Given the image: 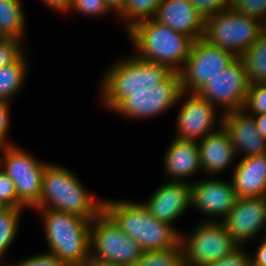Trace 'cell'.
Returning <instances> with one entry per match:
<instances>
[{"label":"cell","instance_id":"cell-26","mask_svg":"<svg viewBox=\"0 0 266 266\" xmlns=\"http://www.w3.org/2000/svg\"><path fill=\"white\" fill-rule=\"evenodd\" d=\"M23 209L25 208L7 207L0 211V258L9 250L18 233Z\"/></svg>","mask_w":266,"mask_h":266},{"label":"cell","instance_id":"cell-35","mask_svg":"<svg viewBox=\"0 0 266 266\" xmlns=\"http://www.w3.org/2000/svg\"><path fill=\"white\" fill-rule=\"evenodd\" d=\"M0 200L7 207L17 208V196L14 182L0 169Z\"/></svg>","mask_w":266,"mask_h":266},{"label":"cell","instance_id":"cell-38","mask_svg":"<svg viewBox=\"0 0 266 266\" xmlns=\"http://www.w3.org/2000/svg\"><path fill=\"white\" fill-rule=\"evenodd\" d=\"M48 6V8L56 10L57 12L64 13L68 12L73 0H41Z\"/></svg>","mask_w":266,"mask_h":266},{"label":"cell","instance_id":"cell-30","mask_svg":"<svg viewBox=\"0 0 266 266\" xmlns=\"http://www.w3.org/2000/svg\"><path fill=\"white\" fill-rule=\"evenodd\" d=\"M230 7L244 16L259 20L266 26V0H236Z\"/></svg>","mask_w":266,"mask_h":266},{"label":"cell","instance_id":"cell-41","mask_svg":"<svg viewBox=\"0 0 266 266\" xmlns=\"http://www.w3.org/2000/svg\"><path fill=\"white\" fill-rule=\"evenodd\" d=\"M66 266H92L91 262H84V263H70L66 264Z\"/></svg>","mask_w":266,"mask_h":266},{"label":"cell","instance_id":"cell-21","mask_svg":"<svg viewBox=\"0 0 266 266\" xmlns=\"http://www.w3.org/2000/svg\"><path fill=\"white\" fill-rule=\"evenodd\" d=\"M238 198L266 197V154L241 158L232 177Z\"/></svg>","mask_w":266,"mask_h":266},{"label":"cell","instance_id":"cell-1","mask_svg":"<svg viewBox=\"0 0 266 266\" xmlns=\"http://www.w3.org/2000/svg\"><path fill=\"white\" fill-rule=\"evenodd\" d=\"M104 211L144 252L168 250L180 245L179 230L156 219L143 203L104 199Z\"/></svg>","mask_w":266,"mask_h":266},{"label":"cell","instance_id":"cell-9","mask_svg":"<svg viewBox=\"0 0 266 266\" xmlns=\"http://www.w3.org/2000/svg\"><path fill=\"white\" fill-rule=\"evenodd\" d=\"M0 169L14 182L17 208H34L39 201L42 179L49 162L33 157L16 144L2 148Z\"/></svg>","mask_w":266,"mask_h":266},{"label":"cell","instance_id":"cell-4","mask_svg":"<svg viewBox=\"0 0 266 266\" xmlns=\"http://www.w3.org/2000/svg\"><path fill=\"white\" fill-rule=\"evenodd\" d=\"M123 59L113 63L101 80L99 93L110 111L132 92L152 89L174 72L169 66L141 60L134 54Z\"/></svg>","mask_w":266,"mask_h":266},{"label":"cell","instance_id":"cell-27","mask_svg":"<svg viewBox=\"0 0 266 266\" xmlns=\"http://www.w3.org/2000/svg\"><path fill=\"white\" fill-rule=\"evenodd\" d=\"M133 266H184L181 245L168 250L143 252Z\"/></svg>","mask_w":266,"mask_h":266},{"label":"cell","instance_id":"cell-45","mask_svg":"<svg viewBox=\"0 0 266 266\" xmlns=\"http://www.w3.org/2000/svg\"><path fill=\"white\" fill-rule=\"evenodd\" d=\"M2 152V148H0V153ZM0 166H1V158H0Z\"/></svg>","mask_w":266,"mask_h":266},{"label":"cell","instance_id":"cell-12","mask_svg":"<svg viewBox=\"0 0 266 266\" xmlns=\"http://www.w3.org/2000/svg\"><path fill=\"white\" fill-rule=\"evenodd\" d=\"M249 79L244 63L237 57L228 67L210 79L198 94L206 101L219 105L225 114L243 109L249 89Z\"/></svg>","mask_w":266,"mask_h":266},{"label":"cell","instance_id":"cell-39","mask_svg":"<svg viewBox=\"0 0 266 266\" xmlns=\"http://www.w3.org/2000/svg\"><path fill=\"white\" fill-rule=\"evenodd\" d=\"M253 118L257 123L260 134L266 139V114L261 113L258 115H253Z\"/></svg>","mask_w":266,"mask_h":266},{"label":"cell","instance_id":"cell-22","mask_svg":"<svg viewBox=\"0 0 266 266\" xmlns=\"http://www.w3.org/2000/svg\"><path fill=\"white\" fill-rule=\"evenodd\" d=\"M21 0H0V37L24 39L25 15Z\"/></svg>","mask_w":266,"mask_h":266},{"label":"cell","instance_id":"cell-42","mask_svg":"<svg viewBox=\"0 0 266 266\" xmlns=\"http://www.w3.org/2000/svg\"><path fill=\"white\" fill-rule=\"evenodd\" d=\"M7 206L0 200V211L6 209Z\"/></svg>","mask_w":266,"mask_h":266},{"label":"cell","instance_id":"cell-3","mask_svg":"<svg viewBox=\"0 0 266 266\" xmlns=\"http://www.w3.org/2000/svg\"><path fill=\"white\" fill-rule=\"evenodd\" d=\"M141 60L169 66L179 72L187 60L194 40L153 19L136 23L127 32Z\"/></svg>","mask_w":266,"mask_h":266},{"label":"cell","instance_id":"cell-2","mask_svg":"<svg viewBox=\"0 0 266 266\" xmlns=\"http://www.w3.org/2000/svg\"><path fill=\"white\" fill-rule=\"evenodd\" d=\"M33 209L71 213L92 221L104 210V199L90 194L73 172L49 162L38 204Z\"/></svg>","mask_w":266,"mask_h":266},{"label":"cell","instance_id":"cell-7","mask_svg":"<svg viewBox=\"0 0 266 266\" xmlns=\"http://www.w3.org/2000/svg\"><path fill=\"white\" fill-rule=\"evenodd\" d=\"M265 27L259 20L244 16L229 7L205 18L202 39L240 57L258 40Z\"/></svg>","mask_w":266,"mask_h":266},{"label":"cell","instance_id":"cell-13","mask_svg":"<svg viewBox=\"0 0 266 266\" xmlns=\"http://www.w3.org/2000/svg\"><path fill=\"white\" fill-rule=\"evenodd\" d=\"M182 91L180 99L183 104L176 119V136L180 140L198 142L207 135L212 134L217 128L214 124L222 125L223 115L218 116L216 107L206 101L198 93ZM185 96V97H184ZM187 98V99H186ZM218 120H217V119Z\"/></svg>","mask_w":266,"mask_h":266},{"label":"cell","instance_id":"cell-25","mask_svg":"<svg viewBox=\"0 0 266 266\" xmlns=\"http://www.w3.org/2000/svg\"><path fill=\"white\" fill-rule=\"evenodd\" d=\"M164 0H127L123 10L118 14L121 21H125V32L136 23L152 19L158 6Z\"/></svg>","mask_w":266,"mask_h":266},{"label":"cell","instance_id":"cell-29","mask_svg":"<svg viewBox=\"0 0 266 266\" xmlns=\"http://www.w3.org/2000/svg\"><path fill=\"white\" fill-rule=\"evenodd\" d=\"M22 40L0 37V68L18 61L25 53Z\"/></svg>","mask_w":266,"mask_h":266},{"label":"cell","instance_id":"cell-18","mask_svg":"<svg viewBox=\"0 0 266 266\" xmlns=\"http://www.w3.org/2000/svg\"><path fill=\"white\" fill-rule=\"evenodd\" d=\"M152 19L194 41L203 38L205 19L189 0H164Z\"/></svg>","mask_w":266,"mask_h":266},{"label":"cell","instance_id":"cell-32","mask_svg":"<svg viewBox=\"0 0 266 266\" xmlns=\"http://www.w3.org/2000/svg\"><path fill=\"white\" fill-rule=\"evenodd\" d=\"M240 245L225 257L204 266H251V256Z\"/></svg>","mask_w":266,"mask_h":266},{"label":"cell","instance_id":"cell-28","mask_svg":"<svg viewBox=\"0 0 266 266\" xmlns=\"http://www.w3.org/2000/svg\"><path fill=\"white\" fill-rule=\"evenodd\" d=\"M242 110L250 116L266 114V83H254L249 86Z\"/></svg>","mask_w":266,"mask_h":266},{"label":"cell","instance_id":"cell-15","mask_svg":"<svg viewBox=\"0 0 266 266\" xmlns=\"http://www.w3.org/2000/svg\"><path fill=\"white\" fill-rule=\"evenodd\" d=\"M191 198L193 208L201 214L220 216L214 221H222L235 206L238 196L232 182L210 178L191 182Z\"/></svg>","mask_w":266,"mask_h":266},{"label":"cell","instance_id":"cell-40","mask_svg":"<svg viewBox=\"0 0 266 266\" xmlns=\"http://www.w3.org/2000/svg\"><path fill=\"white\" fill-rule=\"evenodd\" d=\"M105 1L108 7L111 9V11L116 12L115 14L117 15L123 10L127 2V0H105Z\"/></svg>","mask_w":266,"mask_h":266},{"label":"cell","instance_id":"cell-44","mask_svg":"<svg viewBox=\"0 0 266 266\" xmlns=\"http://www.w3.org/2000/svg\"><path fill=\"white\" fill-rule=\"evenodd\" d=\"M236 0H228L229 4L231 5Z\"/></svg>","mask_w":266,"mask_h":266},{"label":"cell","instance_id":"cell-20","mask_svg":"<svg viewBox=\"0 0 266 266\" xmlns=\"http://www.w3.org/2000/svg\"><path fill=\"white\" fill-rule=\"evenodd\" d=\"M163 162L169 181L187 182L188 178L202 171L198 143L195 141L173 137L166 149Z\"/></svg>","mask_w":266,"mask_h":266},{"label":"cell","instance_id":"cell-17","mask_svg":"<svg viewBox=\"0 0 266 266\" xmlns=\"http://www.w3.org/2000/svg\"><path fill=\"white\" fill-rule=\"evenodd\" d=\"M222 126L229 133L236 155L242 158L266 154V139L260 134L253 116L243 110L223 114Z\"/></svg>","mask_w":266,"mask_h":266},{"label":"cell","instance_id":"cell-16","mask_svg":"<svg viewBox=\"0 0 266 266\" xmlns=\"http://www.w3.org/2000/svg\"><path fill=\"white\" fill-rule=\"evenodd\" d=\"M158 220L173 223L192 206L191 182L167 181L142 202Z\"/></svg>","mask_w":266,"mask_h":266},{"label":"cell","instance_id":"cell-10","mask_svg":"<svg viewBox=\"0 0 266 266\" xmlns=\"http://www.w3.org/2000/svg\"><path fill=\"white\" fill-rule=\"evenodd\" d=\"M182 92L180 74L174 71L165 81L152 89L132 92L125 97L112 112L124 118H152L174 108L180 100Z\"/></svg>","mask_w":266,"mask_h":266},{"label":"cell","instance_id":"cell-23","mask_svg":"<svg viewBox=\"0 0 266 266\" xmlns=\"http://www.w3.org/2000/svg\"><path fill=\"white\" fill-rule=\"evenodd\" d=\"M247 71L249 84L266 83V27L258 40L241 56Z\"/></svg>","mask_w":266,"mask_h":266},{"label":"cell","instance_id":"cell-31","mask_svg":"<svg viewBox=\"0 0 266 266\" xmlns=\"http://www.w3.org/2000/svg\"><path fill=\"white\" fill-rule=\"evenodd\" d=\"M74 10L84 16H101L111 13L105 0H73L69 11Z\"/></svg>","mask_w":266,"mask_h":266},{"label":"cell","instance_id":"cell-43","mask_svg":"<svg viewBox=\"0 0 266 266\" xmlns=\"http://www.w3.org/2000/svg\"><path fill=\"white\" fill-rule=\"evenodd\" d=\"M92 266H120V265H110V264H92Z\"/></svg>","mask_w":266,"mask_h":266},{"label":"cell","instance_id":"cell-19","mask_svg":"<svg viewBox=\"0 0 266 266\" xmlns=\"http://www.w3.org/2000/svg\"><path fill=\"white\" fill-rule=\"evenodd\" d=\"M218 126V130L197 142L202 172L212 177L232 166L236 157L229 133L222 125Z\"/></svg>","mask_w":266,"mask_h":266},{"label":"cell","instance_id":"cell-5","mask_svg":"<svg viewBox=\"0 0 266 266\" xmlns=\"http://www.w3.org/2000/svg\"><path fill=\"white\" fill-rule=\"evenodd\" d=\"M42 212L44 232L50 253L70 263L90 261L91 220L75 214L51 209H35Z\"/></svg>","mask_w":266,"mask_h":266},{"label":"cell","instance_id":"cell-11","mask_svg":"<svg viewBox=\"0 0 266 266\" xmlns=\"http://www.w3.org/2000/svg\"><path fill=\"white\" fill-rule=\"evenodd\" d=\"M236 58L230 51L212 46L203 39L194 41L184 67L179 71L182 91L198 93Z\"/></svg>","mask_w":266,"mask_h":266},{"label":"cell","instance_id":"cell-33","mask_svg":"<svg viewBox=\"0 0 266 266\" xmlns=\"http://www.w3.org/2000/svg\"><path fill=\"white\" fill-rule=\"evenodd\" d=\"M195 9L207 18L217 15L218 13L227 10L230 7L228 0H189Z\"/></svg>","mask_w":266,"mask_h":266},{"label":"cell","instance_id":"cell-8","mask_svg":"<svg viewBox=\"0 0 266 266\" xmlns=\"http://www.w3.org/2000/svg\"><path fill=\"white\" fill-rule=\"evenodd\" d=\"M180 234L184 266H204L229 255L240 244L221 221H203L187 237Z\"/></svg>","mask_w":266,"mask_h":266},{"label":"cell","instance_id":"cell-36","mask_svg":"<svg viewBox=\"0 0 266 266\" xmlns=\"http://www.w3.org/2000/svg\"><path fill=\"white\" fill-rule=\"evenodd\" d=\"M10 103L8 101L0 100V148H4L10 145H14L8 142L7 136L10 126Z\"/></svg>","mask_w":266,"mask_h":266},{"label":"cell","instance_id":"cell-24","mask_svg":"<svg viewBox=\"0 0 266 266\" xmlns=\"http://www.w3.org/2000/svg\"><path fill=\"white\" fill-rule=\"evenodd\" d=\"M28 57L24 54L18 61L0 68V100L11 102L24 86L28 71Z\"/></svg>","mask_w":266,"mask_h":266},{"label":"cell","instance_id":"cell-34","mask_svg":"<svg viewBox=\"0 0 266 266\" xmlns=\"http://www.w3.org/2000/svg\"><path fill=\"white\" fill-rule=\"evenodd\" d=\"M66 262L60 260L56 256L43 252L23 259L17 264H11L8 266H66Z\"/></svg>","mask_w":266,"mask_h":266},{"label":"cell","instance_id":"cell-14","mask_svg":"<svg viewBox=\"0 0 266 266\" xmlns=\"http://www.w3.org/2000/svg\"><path fill=\"white\" fill-rule=\"evenodd\" d=\"M221 222L229 235L245 246L248 240L256 238L266 228V197L238 198Z\"/></svg>","mask_w":266,"mask_h":266},{"label":"cell","instance_id":"cell-6","mask_svg":"<svg viewBox=\"0 0 266 266\" xmlns=\"http://www.w3.org/2000/svg\"><path fill=\"white\" fill-rule=\"evenodd\" d=\"M143 252L104 210L91 221V264L133 266Z\"/></svg>","mask_w":266,"mask_h":266},{"label":"cell","instance_id":"cell-37","mask_svg":"<svg viewBox=\"0 0 266 266\" xmlns=\"http://www.w3.org/2000/svg\"><path fill=\"white\" fill-rule=\"evenodd\" d=\"M253 255H251V266H266V237L261 238Z\"/></svg>","mask_w":266,"mask_h":266}]
</instances>
